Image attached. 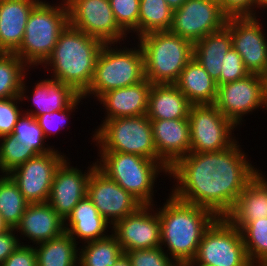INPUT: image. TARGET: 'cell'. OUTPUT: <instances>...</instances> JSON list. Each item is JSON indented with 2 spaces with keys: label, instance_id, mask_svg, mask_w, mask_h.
<instances>
[{
  "label": "cell",
  "instance_id": "cell-40",
  "mask_svg": "<svg viewBox=\"0 0 267 266\" xmlns=\"http://www.w3.org/2000/svg\"><path fill=\"white\" fill-rule=\"evenodd\" d=\"M20 102L23 104L20 96L0 99V137L13 133L15 125L24 111L22 106H19Z\"/></svg>",
  "mask_w": 267,
  "mask_h": 266
},
{
  "label": "cell",
  "instance_id": "cell-7",
  "mask_svg": "<svg viewBox=\"0 0 267 266\" xmlns=\"http://www.w3.org/2000/svg\"><path fill=\"white\" fill-rule=\"evenodd\" d=\"M143 53L145 79L152 84H175L193 58L194 44L170 31H155L137 38Z\"/></svg>",
  "mask_w": 267,
  "mask_h": 266
},
{
  "label": "cell",
  "instance_id": "cell-30",
  "mask_svg": "<svg viewBox=\"0 0 267 266\" xmlns=\"http://www.w3.org/2000/svg\"><path fill=\"white\" fill-rule=\"evenodd\" d=\"M78 247V266H114L124 254L120 243L111 233Z\"/></svg>",
  "mask_w": 267,
  "mask_h": 266
},
{
  "label": "cell",
  "instance_id": "cell-49",
  "mask_svg": "<svg viewBox=\"0 0 267 266\" xmlns=\"http://www.w3.org/2000/svg\"><path fill=\"white\" fill-rule=\"evenodd\" d=\"M254 266H267V260L261 261Z\"/></svg>",
  "mask_w": 267,
  "mask_h": 266
},
{
  "label": "cell",
  "instance_id": "cell-16",
  "mask_svg": "<svg viewBox=\"0 0 267 266\" xmlns=\"http://www.w3.org/2000/svg\"><path fill=\"white\" fill-rule=\"evenodd\" d=\"M154 206L142 205L112 225L111 233L124 253L161 247L160 219Z\"/></svg>",
  "mask_w": 267,
  "mask_h": 266
},
{
  "label": "cell",
  "instance_id": "cell-33",
  "mask_svg": "<svg viewBox=\"0 0 267 266\" xmlns=\"http://www.w3.org/2000/svg\"><path fill=\"white\" fill-rule=\"evenodd\" d=\"M14 53L0 54V99L20 96L25 76L31 69Z\"/></svg>",
  "mask_w": 267,
  "mask_h": 266
},
{
  "label": "cell",
  "instance_id": "cell-20",
  "mask_svg": "<svg viewBox=\"0 0 267 266\" xmlns=\"http://www.w3.org/2000/svg\"><path fill=\"white\" fill-rule=\"evenodd\" d=\"M153 141L161 162L168 170L190 153V125L188 119L150 120Z\"/></svg>",
  "mask_w": 267,
  "mask_h": 266
},
{
  "label": "cell",
  "instance_id": "cell-50",
  "mask_svg": "<svg viewBox=\"0 0 267 266\" xmlns=\"http://www.w3.org/2000/svg\"><path fill=\"white\" fill-rule=\"evenodd\" d=\"M264 80H265V83H266V86H267V72H266V74L264 75Z\"/></svg>",
  "mask_w": 267,
  "mask_h": 266
},
{
  "label": "cell",
  "instance_id": "cell-24",
  "mask_svg": "<svg viewBox=\"0 0 267 266\" xmlns=\"http://www.w3.org/2000/svg\"><path fill=\"white\" fill-rule=\"evenodd\" d=\"M41 0H0V51L14 53L20 46L32 9Z\"/></svg>",
  "mask_w": 267,
  "mask_h": 266
},
{
  "label": "cell",
  "instance_id": "cell-25",
  "mask_svg": "<svg viewBox=\"0 0 267 266\" xmlns=\"http://www.w3.org/2000/svg\"><path fill=\"white\" fill-rule=\"evenodd\" d=\"M109 229H112V225L100 215L87 196L79 201L64 221L65 232L77 240L78 245L107 237L111 233Z\"/></svg>",
  "mask_w": 267,
  "mask_h": 266
},
{
  "label": "cell",
  "instance_id": "cell-11",
  "mask_svg": "<svg viewBox=\"0 0 267 266\" xmlns=\"http://www.w3.org/2000/svg\"><path fill=\"white\" fill-rule=\"evenodd\" d=\"M237 127L244 117L260 109L267 110V86L264 76L249 74L245 78L218 86L213 104Z\"/></svg>",
  "mask_w": 267,
  "mask_h": 266
},
{
  "label": "cell",
  "instance_id": "cell-3",
  "mask_svg": "<svg viewBox=\"0 0 267 266\" xmlns=\"http://www.w3.org/2000/svg\"><path fill=\"white\" fill-rule=\"evenodd\" d=\"M103 45L100 39L68 24L61 32L51 55L41 66L47 69V77L48 73L52 74L50 78L69 85L83 95L92 82Z\"/></svg>",
  "mask_w": 267,
  "mask_h": 266
},
{
  "label": "cell",
  "instance_id": "cell-6",
  "mask_svg": "<svg viewBox=\"0 0 267 266\" xmlns=\"http://www.w3.org/2000/svg\"><path fill=\"white\" fill-rule=\"evenodd\" d=\"M97 153L100 157L95 159L97 167L104 174L131 193L142 205H155V182L162 175L160 173L168 176L169 171L161 162L130 153Z\"/></svg>",
  "mask_w": 267,
  "mask_h": 266
},
{
  "label": "cell",
  "instance_id": "cell-41",
  "mask_svg": "<svg viewBox=\"0 0 267 266\" xmlns=\"http://www.w3.org/2000/svg\"><path fill=\"white\" fill-rule=\"evenodd\" d=\"M250 73L246 70L239 53L231 47L223 58L220 73V85L245 78Z\"/></svg>",
  "mask_w": 267,
  "mask_h": 266
},
{
  "label": "cell",
  "instance_id": "cell-46",
  "mask_svg": "<svg viewBox=\"0 0 267 266\" xmlns=\"http://www.w3.org/2000/svg\"><path fill=\"white\" fill-rule=\"evenodd\" d=\"M114 266H131V262L127 255L124 253L116 262Z\"/></svg>",
  "mask_w": 267,
  "mask_h": 266
},
{
  "label": "cell",
  "instance_id": "cell-13",
  "mask_svg": "<svg viewBox=\"0 0 267 266\" xmlns=\"http://www.w3.org/2000/svg\"><path fill=\"white\" fill-rule=\"evenodd\" d=\"M228 16L218 0H186L173 11L170 32L193 44L208 34L222 29Z\"/></svg>",
  "mask_w": 267,
  "mask_h": 266
},
{
  "label": "cell",
  "instance_id": "cell-22",
  "mask_svg": "<svg viewBox=\"0 0 267 266\" xmlns=\"http://www.w3.org/2000/svg\"><path fill=\"white\" fill-rule=\"evenodd\" d=\"M152 83L145 79L128 87L114 89L103 94L97 101L105 111L104 120L121 117L143 116L148 110V95Z\"/></svg>",
  "mask_w": 267,
  "mask_h": 266
},
{
  "label": "cell",
  "instance_id": "cell-5",
  "mask_svg": "<svg viewBox=\"0 0 267 266\" xmlns=\"http://www.w3.org/2000/svg\"><path fill=\"white\" fill-rule=\"evenodd\" d=\"M60 1L52 4L41 0L29 14L23 40L14 54L30 69L39 68L47 60L69 24L66 2Z\"/></svg>",
  "mask_w": 267,
  "mask_h": 266
},
{
  "label": "cell",
  "instance_id": "cell-47",
  "mask_svg": "<svg viewBox=\"0 0 267 266\" xmlns=\"http://www.w3.org/2000/svg\"><path fill=\"white\" fill-rule=\"evenodd\" d=\"M264 9L265 10L267 9V0H256V16H258L260 14V12H259L260 10L264 11V13H265Z\"/></svg>",
  "mask_w": 267,
  "mask_h": 266
},
{
  "label": "cell",
  "instance_id": "cell-32",
  "mask_svg": "<svg viewBox=\"0 0 267 266\" xmlns=\"http://www.w3.org/2000/svg\"><path fill=\"white\" fill-rule=\"evenodd\" d=\"M173 10L165 0H140L138 38L155 31H169Z\"/></svg>",
  "mask_w": 267,
  "mask_h": 266
},
{
  "label": "cell",
  "instance_id": "cell-28",
  "mask_svg": "<svg viewBox=\"0 0 267 266\" xmlns=\"http://www.w3.org/2000/svg\"><path fill=\"white\" fill-rule=\"evenodd\" d=\"M192 105L214 104L217 84L207 71L192 58L175 83Z\"/></svg>",
  "mask_w": 267,
  "mask_h": 266
},
{
  "label": "cell",
  "instance_id": "cell-39",
  "mask_svg": "<svg viewBox=\"0 0 267 266\" xmlns=\"http://www.w3.org/2000/svg\"><path fill=\"white\" fill-rule=\"evenodd\" d=\"M131 266H179L161 247L125 252Z\"/></svg>",
  "mask_w": 267,
  "mask_h": 266
},
{
  "label": "cell",
  "instance_id": "cell-27",
  "mask_svg": "<svg viewBox=\"0 0 267 266\" xmlns=\"http://www.w3.org/2000/svg\"><path fill=\"white\" fill-rule=\"evenodd\" d=\"M231 47V32L226 25L194 43L193 58L203 66L217 86H220L223 58Z\"/></svg>",
  "mask_w": 267,
  "mask_h": 266
},
{
  "label": "cell",
  "instance_id": "cell-36",
  "mask_svg": "<svg viewBox=\"0 0 267 266\" xmlns=\"http://www.w3.org/2000/svg\"><path fill=\"white\" fill-rule=\"evenodd\" d=\"M12 134L26 147L34 148L39 155L47 154L55 149L54 146L45 143L47 139L37 119L30 114L24 112L21 114Z\"/></svg>",
  "mask_w": 267,
  "mask_h": 266
},
{
  "label": "cell",
  "instance_id": "cell-29",
  "mask_svg": "<svg viewBox=\"0 0 267 266\" xmlns=\"http://www.w3.org/2000/svg\"><path fill=\"white\" fill-rule=\"evenodd\" d=\"M78 244L67 233L34 246L37 266H78Z\"/></svg>",
  "mask_w": 267,
  "mask_h": 266
},
{
  "label": "cell",
  "instance_id": "cell-44",
  "mask_svg": "<svg viewBox=\"0 0 267 266\" xmlns=\"http://www.w3.org/2000/svg\"><path fill=\"white\" fill-rule=\"evenodd\" d=\"M15 234L16 231L13 228L0 233V266L22 244L19 235Z\"/></svg>",
  "mask_w": 267,
  "mask_h": 266
},
{
  "label": "cell",
  "instance_id": "cell-9",
  "mask_svg": "<svg viewBox=\"0 0 267 266\" xmlns=\"http://www.w3.org/2000/svg\"><path fill=\"white\" fill-rule=\"evenodd\" d=\"M187 266H253L241 231L225 217H218L205 231L195 258Z\"/></svg>",
  "mask_w": 267,
  "mask_h": 266
},
{
  "label": "cell",
  "instance_id": "cell-48",
  "mask_svg": "<svg viewBox=\"0 0 267 266\" xmlns=\"http://www.w3.org/2000/svg\"><path fill=\"white\" fill-rule=\"evenodd\" d=\"M7 226L2 222L1 215H0V233L4 232L7 230Z\"/></svg>",
  "mask_w": 267,
  "mask_h": 266
},
{
  "label": "cell",
  "instance_id": "cell-21",
  "mask_svg": "<svg viewBox=\"0 0 267 266\" xmlns=\"http://www.w3.org/2000/svg\"><path fill=\"white\" fill-rule=\"evenodd\" d=\"M15 231L17 235L20 234L19 238L22 237V240H31L25 245L32 242L31 246H34L56 238L65 232L64 220L48 202L28 203Z\"/></svg>",
  "mask_w": 267,
  "mask_h": 266
},
{
  "label": "cell",
  "instance_id": "cell-18",
  "mask_svg": "<svg viewBox=\"0 0 267 266\" xmlns=\"http://www.w3.org/2000/svg\"><path fill=\"white\" fill-rule=\"evenodd\" d=\"M69 161L71 162L67 157L55 172L47 200L64 221L79 201L87 196L88 181L93 169L97 166L96 161H92V164L84 171L77 166H71Z\"/></svg>",
  "mask_w": 267,
  "mask_h": 266
},
{
  "label": "cell",
  "instance_id": "cell-10",
  "mask_svg": "<svg viewBox=\"0 0 267 266\" xmlns=\"http://www.w3.org/2000/svg\"><path fill=\"white\" fill-rule=\"evenodd\" d=\"M188 120L190 152L221 151L229 148L237 141L234 131L238 127L213 104L191 105Z\"/></svg>",
  "mask_w": 267,
  "mask_h": 266
},
{
  "label": "cell",
  "instance_id": "cell-26",
  "mask_svg": "<svg viewBox=\"0 0 267 266\" xmlns=\"http://www.w3.org/2000/svg\"><path fill=\"white\" fill-rule=\"evenodd\" d=\"M191 105L175 84H152L146 115L150 120L188 119Z\"/></svg>",
  "mask_w": 267,
  "mask_h": 266
},
{
  "label": "cell",
  "instance_id": "cell-31",
  "mask_svg": "<svg viewBox=\"0 0 267 266\" xmlns=\"http://www.w3.org/2000/svg\"><path fill=\"white\" fill-rule=\"evenodd\" d=\"M27 205L28 202L11 176L0 175V215L7 228L15 229Z\"/></svg>",
  "mask_w": 267,
  "mask_h": 266
},
{
  "label": "cell",
  "instance_id": "cell-45",
  "mask_svg": "<svg viewBox=\"0 0 267 266\" xmlns=\"http://www.w3.org/2000/svg\"><path fill=\"white\" fill-rule=\"evenodd\" d=\"M169 7L174 11L181 7L186 0H165Z\"/></svg>",
  "mask_w": 267,
  "mask_h": 266
},
{
  "label": "cell",
  "instance_id": "cell-4",
  "mask_svg": "<svg viewBox=\"0 0 267 266\" xmlns=\"http://www.w3.org/2000/svg\"><path fill=\"white\" fill-rule=\"evenodd\" d=\"M127 42L120 43V46L119 43H104L96 61L92 82L82 95L86 100L91 97L98 100L108 91L136 85L145 80L142 50L138 42L137 45L130 44L129 40ZM123 44L135 46L128 48Z\"/></svg>",
  "mask_w": 267,
  "mask_h": 266
},
{
  "label": "cell",
  "instance_id": "cell-38",
  "mask_svg": "<svg viewBox=\"0 0 267 266\" xmlns=\"http://www.w3.org/2000/svg\"><path fill=\"white\" fill-rule=\"evenodd\" d=\"M85 98L80 95L69 107L60 110V111H52L49 113H45L42 115H39L36 119L39 123L40 128L43 131V134L45 138H48L54 135H57L58 132L60 133V130H63L67 125L68 119L70 120L71 115L76 109H78V106L82 100ZM70 117V118H69Z\"/></svg>",
  "mask_w": 267,
  "mask_h": 266
},
{
  "label": "cell",
  "instance_id": "cell-43",
  "mask_svg": "<svg viewBox=\"0 0 267 266\" xmlns=\"http://www.w3.org/2000/svg\"><path fill=\"white\" fill-rule=\"evenodd\" d=\"M22 244L8 256L1 266H37L34 246Z\"/></svg>",
  "mask_w": 267,
  "mask_h": 266
},
{
  "label": "cell",
  "instance_id": "cell-8",
  "mask_svg": "<svg viewBox=\"0 0 267 266\" xmlns=\"http://www.w3.org/2000/svg\"><path fill=\"white\" fill-rule=\"evenodd\" d=\"M101 121L91 137L98 151L137 154L159 161L147 115Z\"/></svg>",
  "mask_w": 267,
  "mask_h": 266
},
{
  "label": "cell",
  "instance_id": "cell-19",
  "mask_svg": "<svg viewBox=\"0 0 267 266\" xmlns=\"http://www.w3.org/2000/svg\"><path fill=\"white\" fill-rule=\"evenodd\" d=\"M31 74L30 72L25 76L20 91V99L23 102L28 99L27 102L31 99L30 108L25 111L24 113L30 114L34 118H37L39 115L49 113L52 111H60L67 107H69L79 96L72 87L62 83L61 81L46 78L44 77L43 80L40 79L36 83H33V87L30 92L27 82L28 75ZM27 85V86H26ZM32 93L30 95V93ZM27 93H29L27 95ZM30 95V96H29ZM32 96V97H31ZM33 104V105H32Z\"/></svg>",
  "mask_w": 267,
  "mask_h": 266
},
{
  "label": "cell",
  "instance_id": "cell-17",
  "mask_svg": "<svg viewBox=\"0 0 267 266\" xmlns=\"http://www.w3.org/2000/svg\"><path fill=\"white\" fill-rule=\"evenodd\" d=\"M87 197L111 225L135 212L142 204L97 166L88 181Z\"/></svg>",
  "mask_w": 267,
  "mask_h": 266
},
{
  "label": "cell",
  "instance_id": "cell-42",
  "mask_svg": "<svg viewBox=\"0 0 267 266\" xmlns=\"http://www.w3.org/2000/svg\"><path fill=\"white\" fill-rule=\"evenodd\" d=\"M228 17L256 16V0H218Z\"/></svg>",
  "mask_w": 267,
  "mask_h": 266
},
{
  "label": "cell",
  "instance_id": "cell-14",
  "mask_svg": "<svg viewBox=\"0 0 267 266\" xmlns=\"http://www.w3.org/2000/svg\"><path fill=\"white\" fill-rule=\"evenodd\" d=\"M258 18L228 17L226 26L231 32L232 47L241 56L246 70L264 76L267 72V35Z\"/></svg>",
  "mask_w": 267,
  "mask_h": 266
},
{
  "label": "cell",
  "instance_id": "cell-23",
  "mask_svg": "<svg viewBox=\"0 0 267 266\" xmlns=\"http://www.w3.org/2000/svg\"><path fill=\"white\" fill-rule=\"evenodd\" d=\"M264 217H267V177L260 169L225 218L241 231L250 222Z\"/></svg>",
  "mask_w": 267,
  "mask_h": 266
},
{
  "label": "cell",
  "instance_id": "cell-1",
  "mask_svg": "<svg viewBox=\"0 0 267 266\" xmlns=\"http://www.w3.org/2000/svg\"><path fill=\"white\" fill-rule=\"evenodd\" d=\"M237 140L225 150L194 153L179 159L168 171L175 198L225 217L248 182L260 171ZM251 162V163H250Z\"/></svg>",
  "mask_w": 267,
  "mask_h": 266
},
{
  "label": "cell",
  "instance_id": "cell-37",
  "mask_svg": "<svg viewBox=\"0 0 267 266\" xmlns=\"http://www.w3.org/2000/svg\"><path fill=\"white\" fill-rule=\"evenodd\" d=\"M112 12L118 25L131 38H138V19L140 0H109ZM135 34V36L132 35Z\"/></svg>",
  "mask_w": 267,
  "mask_h": 266
},
{
  "label": "cell",
  "instance_id": "cell-12",
  "mask_svg": "<svg viewBox=\"0 0 267 266\" xmlns=\"http://www.w3.org/2000/svg\"><path fill=\"white\" fill-rule=\"evenodd\" d=\"M69 24L103 43H125L128 34L118 25L109 0H65ZM126 40V41H125Z\"/></svg>",
  "mask_w": 267,
  "mask_h": 266
},
{
  "label": "cell",
  "instance_id": "cell-35",
  "mask_svg": "<svg viewBox=\"0 0 267 266\" xmlns=\"http://www.w3.org/2000/svg\"><path fill=\"white\" fill-rule=\"evenodd\" d=\"M241 234L253 266L267 260V217L250 222L241 230Z\"/></svg>",
  "mask_w": 267,
  "mask_h": 266
},
{
  "label": "cell",
  "instance_id": "cell-34",
  "mask_svg": "<svg viewBox=\"0 0 267 266\" xmlns=\"http://www.w3.org/2000/svg\"><path fill=\"white\" fill-rule=\"evenodd\" d=\"M39 154L34 148H28L18 141L13 134L0 137V173L9 174L14 169L25 163L28 159Z\"/></svg>",
  "mask_w": 267,
  "mask_h": 266
},
{
  "label": "cell",
  "instance_id": "cell-2",
  "mask_svg": "<svg viewBox=\"0 0 267 266\" xmlns=\"http://www.w3.org/2000/svg\"><path fill=\"white\" fill-rule=\"evenodd\" d=\"M168 195L162 207L156 208L161 248L179 266H187L195 258L205 231L218 217L206 208L183 202L171 193Z\"/></svg>",
  "mask_w": 267,
  "mask_h": 266
},
{
  "label": "cell",
  "instance_id": "cell-15",
  "mask_svg": "<svg viewBox=\"0 0 267 266\" xmlns=\"http://www.w3.org/2000/svg\"><path fill=\"white\" fill-rule=\"evenodd\" d=\"M66 158L65 153L55 148L47 154L28 159L9 175L28 203L47 202L55 172Z\"/></svg>",
  "mask_w": 267,
  "mask_h": 266
}]
</instances>
